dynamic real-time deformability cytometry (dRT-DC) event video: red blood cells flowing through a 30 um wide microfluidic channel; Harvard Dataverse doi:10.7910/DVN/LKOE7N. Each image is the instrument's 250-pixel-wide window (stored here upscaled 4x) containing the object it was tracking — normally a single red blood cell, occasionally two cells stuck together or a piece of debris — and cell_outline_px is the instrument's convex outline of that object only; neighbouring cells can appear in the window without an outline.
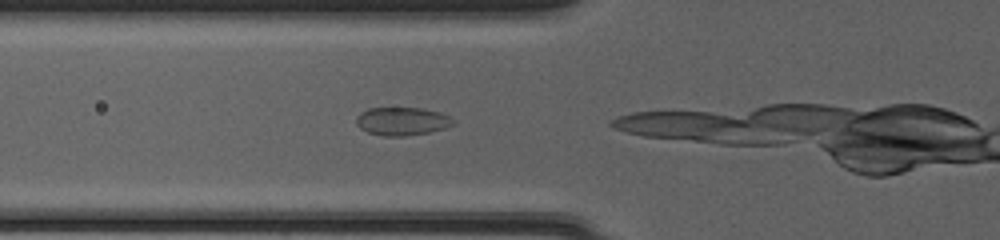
{"species": "common noctule bat (a hibernating species)", "species_latin": "Nyctalus noctula", "temperature_condition": "cold", "stored_images_in_passage": 16, "camera_frame_rate_fps": 3000, "um_per_image_px": 0.085, "animal": {"sex": "female", "body_mass_g": 20.0, "forearm_length_mm": 54.0}, "frame": {"image": 1, "passage_image": 12, "time_ms": 3.667, "image_size_px": [1000, 240], "cell_outline_px": [[456, 124], [444, 128], [428, 132], [404, 136], [384, 136], [368, 132], [360, 128], [356, 124], [356, 116], [360, 112], [368, 108], [420, 108], [440, 112], [456, 120]], "centroid_in_image_um": [34.17, 10.3], "position_along_channel_um": 91.6, "area_um2": 15.95}}